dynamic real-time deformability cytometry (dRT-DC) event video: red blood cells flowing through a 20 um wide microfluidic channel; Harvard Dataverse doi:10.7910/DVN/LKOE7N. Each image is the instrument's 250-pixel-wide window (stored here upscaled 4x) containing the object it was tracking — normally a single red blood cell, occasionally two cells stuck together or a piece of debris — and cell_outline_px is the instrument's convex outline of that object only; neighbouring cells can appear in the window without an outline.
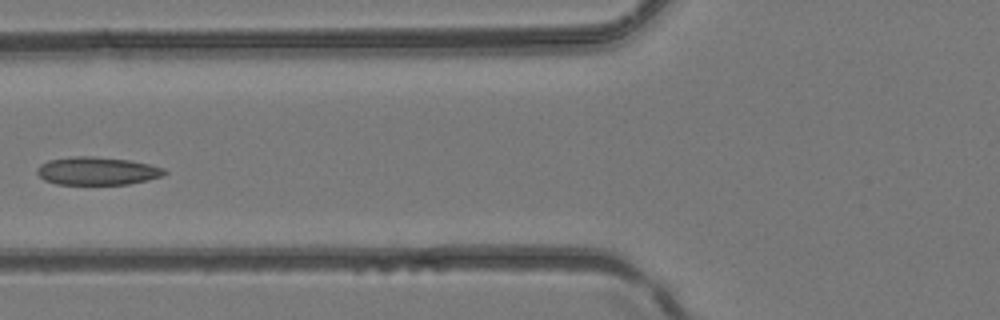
{"species": "common noctule bat (a hibernating species)", "species_latin": "Nyctalus noctula", "temperature_condition": "room temperature", "stored_images_in_passage": 6, "camera_frame_rate_fps": 3000, "um_per_image_px": 0.085, "animal": {"sex": "female", "body_mass_g": 24.6, "forearm_length_mm": 56.2}, "frame": {"image": 1, "passage_image": 6, "time_ms": 1.667, "image_size_px": [1000, 320], "cell_outline_px": [[168, 172], [164, 176], [148, 180], [128, 184], [56, 184], [44, 180], [36, 172], [36, 168], [40, 164], [48, 160], [72, 156], [92, 156], [128, 160], [148, 164], [164, 168]], "centroid_in_image_um": [8.25, 14.53], "position_along_channel_um": 117.6, "area_um2": 20.87}}